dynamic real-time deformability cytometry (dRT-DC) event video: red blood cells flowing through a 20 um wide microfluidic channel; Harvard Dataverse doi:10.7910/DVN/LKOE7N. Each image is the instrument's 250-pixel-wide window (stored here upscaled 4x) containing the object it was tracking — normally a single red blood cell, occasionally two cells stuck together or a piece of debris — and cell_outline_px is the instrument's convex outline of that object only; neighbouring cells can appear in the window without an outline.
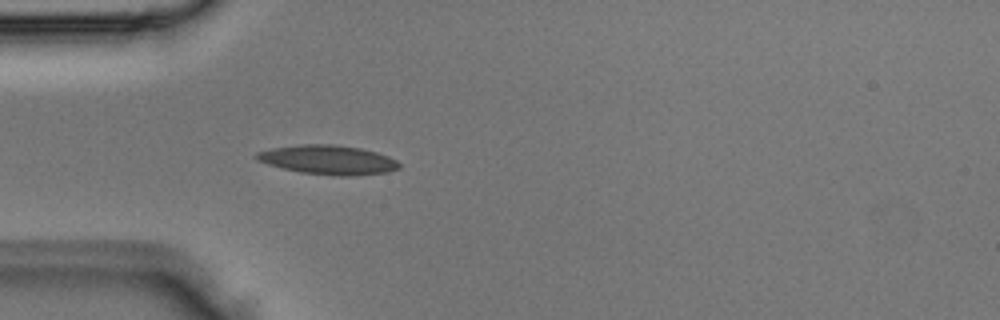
{"species": "Egyptian fruit bat (a non-hibernating species)", "species_latin": "Rousettus aegyptiacus", "temperature_condition": "room temperature", "stored_images_in_passage": 2, "camera_frame_rate_fps": 3000, "um_per_image_px": 0.085, "animal": {"sex": "male"}, "frame": {"image": 1, "passage_image": 2, "time_ms": 0.333, "image_size_px": [1000, 320], "cell_outline_px": [[400, 168], [384, 172], [348, 176], [340, 176], [300, 172], [268, 164], [256, 160], [252, 156], [256, 152], [272, 148], [300, 144], [332, 144], [360, 148], [376, 152], [388, 156], [396, 160], [400, 164]], "centroid_in_image_um": [27.84, 13.57], "position_along_channel_um": 57.2, "area_um2": 24.16}}